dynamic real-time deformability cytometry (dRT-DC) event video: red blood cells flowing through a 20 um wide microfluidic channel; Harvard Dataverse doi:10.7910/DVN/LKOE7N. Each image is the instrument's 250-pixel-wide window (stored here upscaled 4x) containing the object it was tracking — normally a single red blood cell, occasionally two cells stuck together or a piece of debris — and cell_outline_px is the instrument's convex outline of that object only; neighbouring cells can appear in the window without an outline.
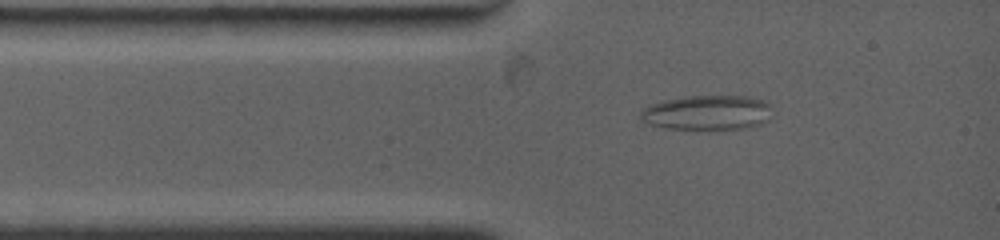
{"species": "common noctule bat (a hibernating species)", "species_latin": "Nyctalus noctula", "temperature_condition": "warm", "stored_images_in_passage": 5, "camera_frame_rate_fps": 4500, "um_per_image_px": 0.085, "animal": {"sex": "female", "body_mass_g": 19.0, "forearm_length_mm": 53.3}, "frame": {"image": 1, "passage_image": 2, "time_ms": 0.889, "image_size_px": [1000, 240], "cell_outline_px": [[772, 104], [768, 120], [760, 124], [748, 128], [664, 128], [648, 124], [640, 120], [640, 112], [648, 104], [664, 100], [684, 96], [748, 96], [768, 100]], "centroid_in_image_um": [60.13, 9.55], "position_along_channel_um": 24.9, "area_um2": 26.82}}
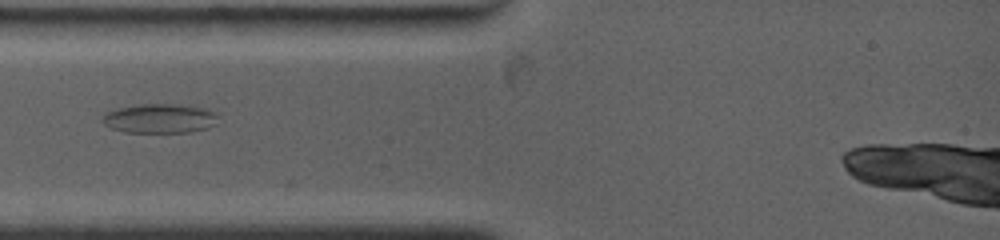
{"frame": {"image": 2, "passage_image": 4, "time_ms": 2.444, "image_size_px": [1000, 240], "cell_outline_px": [[216, 124], [208, 128], [192, 132], [124, 132], [112, 128], [104, 124], [100, 120], [108, 112], [116, 108], [140, 104], [180, 104], [204, 108], [212, 112], [216, 116]], "centroid_in_image_um": [13.56, 10.07], "position_along_channel_um": 71.4, "area_um2": 19.71}}